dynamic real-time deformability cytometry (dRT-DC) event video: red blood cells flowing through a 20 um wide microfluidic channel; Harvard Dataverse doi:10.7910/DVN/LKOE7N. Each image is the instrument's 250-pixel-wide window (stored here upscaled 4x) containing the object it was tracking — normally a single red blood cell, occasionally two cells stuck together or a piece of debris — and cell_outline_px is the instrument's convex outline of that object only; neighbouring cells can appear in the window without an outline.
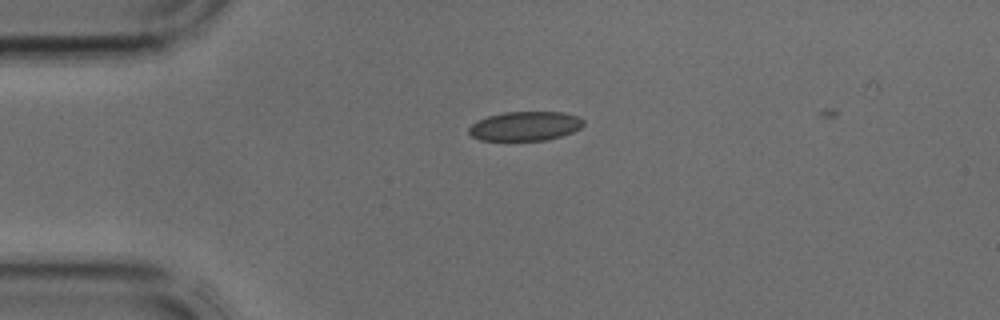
{"species": "common noctule bat (a hibernating species)", "species_latin": "Nyctalus noctula", "temperature_condition": "cold", "stored_images_in_passage": 32, "camera_frame_rate_fps": 3000, "um_per_image_px": 0.085, "animal": {"sex": "male", "body_mass_g": 17.9, "forearm_length_mm": 54.2}, "frame": {"image": 1, "passage_image": 3, "time_ms": 0.667, "image_size_px": [1000, 320], "cell_outline_px": [[584, 124], [580, 128], [572, 132], [560, 136], [544, 140], [480, 140], [472, 136], [468, 132], [468, 128], [476, 120], [488, 116], [504, 112], [564, 112], [576, 116], [584, 120]], "centroid_in_image_um": [44.61, 10.71], "position_along_channel_um": 40.4, "area_um2": 19.48}}
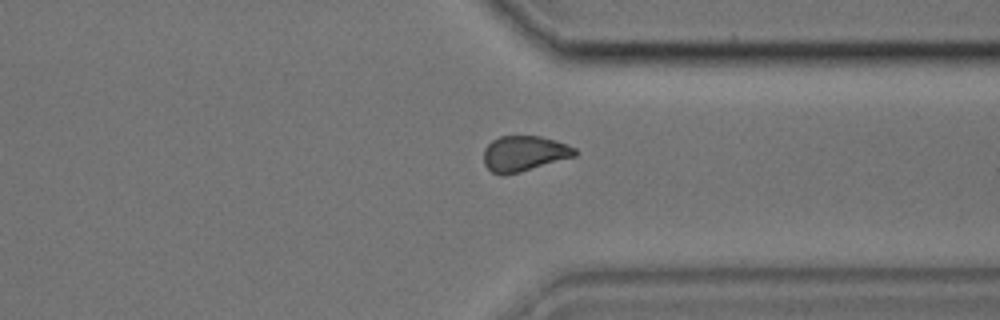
{"frame": {"image": 2, "passage_image": 25, "time_ms": 8.0, "image_size_px": [1000, 320], "cell_outline_px": [[580, 152], [576, 156], [520, 172], [504, 176], [492, 172], [484, 164], [484, 148], [492, 140], [500, 136], [540, 136], [556, 140], [568, 144], [576, 148]], "centroid_in_image_um": [44.58, 13.05], "position_along_channel_um": 366.8, "area_um2": 19.07}}
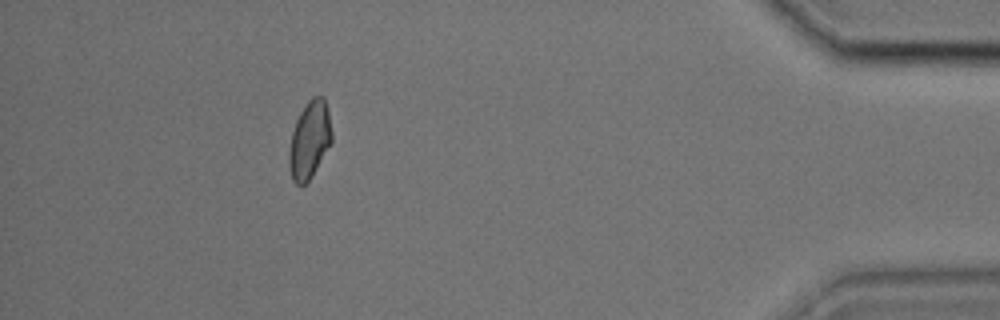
{"frame": {"image": 3, "passage_image": 31, "time_ms": 10.0, "image_size_px": [1000, 320], "cell_outline_px": [[332, 140], [312, 176], [300, 188], [292, 180], [288, 164], [288, 152], [292, 132], [296, 120], [300, 112], [308, 100], [312, 96], [324, 96], [328, 112], [332, 132]], "centroid_in_image_um": [26.29, 11.9], "position_along_channel_um": 408.9, "area_um2": 19.31}}